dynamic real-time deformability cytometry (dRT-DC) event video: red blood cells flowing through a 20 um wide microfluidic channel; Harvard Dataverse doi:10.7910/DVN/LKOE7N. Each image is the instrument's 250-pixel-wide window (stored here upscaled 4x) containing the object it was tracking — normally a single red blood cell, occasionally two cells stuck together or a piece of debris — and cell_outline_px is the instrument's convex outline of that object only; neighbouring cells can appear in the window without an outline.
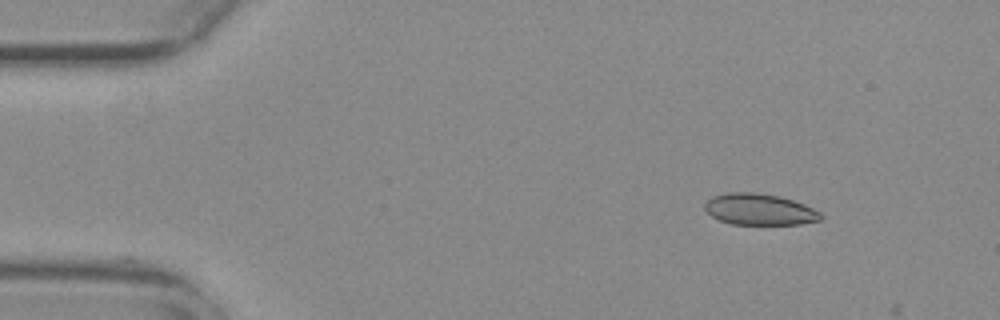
{"species": "common noctule bat (a hibernating species)", "species_latin": "Nyctalus noctula", "temperature_condition": "warm", "stored_images_in_passage": 3, "camera_frame_rate_fps": 3000, "um_per_image_px": 0.085, "animal": {"sex": "female", "body_mass_g": 29.2, "forearm_length_mm": 56.3}, "frame": {"image": 1, "passage_image": 1, "time_ms": 0.0, "image_size_px": [1000, 320], "cell_outline_px": [[824, 216], [820, 220], [800, 224], [732, 224], [720, 220], [712, 216], [704, 208], [704, 204], [712, 196], [728, 192], [756, 192], [780, 196], [804, 204], [820, 212]], "centroid_in_image_um": [64.56, 17.79], "position_along_channel_um": 20.4, "area_um2": 21.15}}